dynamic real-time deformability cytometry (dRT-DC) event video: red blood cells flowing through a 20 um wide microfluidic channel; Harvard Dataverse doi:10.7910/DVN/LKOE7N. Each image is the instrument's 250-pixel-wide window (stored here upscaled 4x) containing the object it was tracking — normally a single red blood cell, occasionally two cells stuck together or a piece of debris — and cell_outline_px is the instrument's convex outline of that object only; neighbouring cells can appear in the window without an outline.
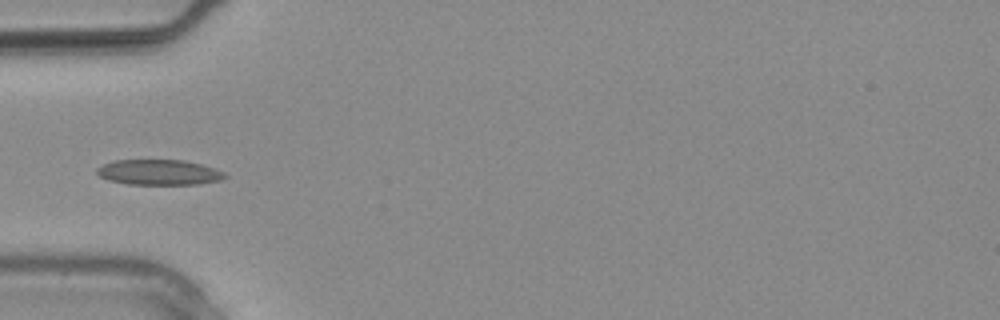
{"species": "common noctule bat (a hibernating species)", "species_latin": "Nyctalus noctula", "temperature_condition": "warm", "stored_images_in_passage": 9, "camera_frame_rate_fps": 3000, "um_per_image_px": 0.085, "animal": {"sex": "male", "body_mass_g": 20.4}, "frame": {"image": 1, "passage_image": 2, "time_ms": 0.333, "image_size_px": [1000, 320], "cell_outline_px": [[228, 176], [220, 180], [200, 184], [128, 184], [108, 180], [100, 176], [96, 172], [96, 168], [112, 160], [184, 160], [200, 164], [224, 172]], "centroid_in_image_um": [13.49, 14.64], "position_along_channel_um": 71.5, "area_um2": 18.84}}